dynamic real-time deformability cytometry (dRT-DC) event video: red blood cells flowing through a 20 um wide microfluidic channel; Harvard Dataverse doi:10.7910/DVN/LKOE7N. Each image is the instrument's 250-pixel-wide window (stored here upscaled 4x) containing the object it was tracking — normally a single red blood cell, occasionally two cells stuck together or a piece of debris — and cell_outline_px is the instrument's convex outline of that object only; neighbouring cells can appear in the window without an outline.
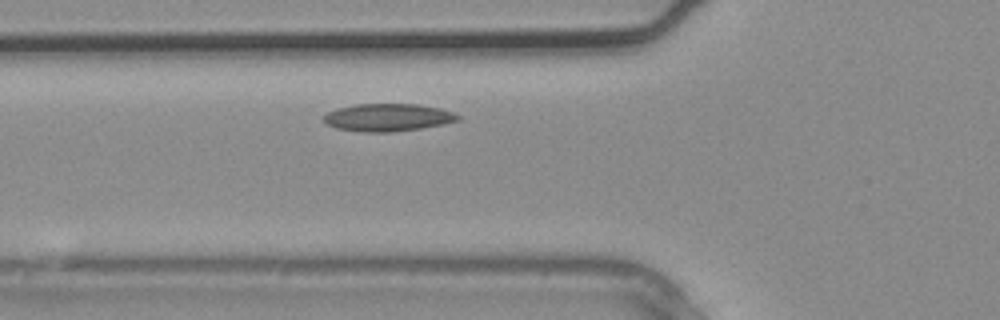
{"species": "common noctule bat (a hibernating species)", "species_latin": "Nyctalus noctula", "temperature_condition": "warm", "stored_images_in_passage": 3, "camera_frame_rate_fps": 3000, "um_per_image_px": 0.085, "animal": {"sex": "male", "body_mass_g": 20.4}, "frame": {"image": 1, "passage_image": 3, "time_ms": 0.667, "image_size_px": [1000, 320], "cell_outline_px": [[460, 120], [420, 128], [392, 132], [360, 132], [336, 128], [328, 124], [324, 120], [324, 116], [328, 112], [340, 108], [356, 104], [416, 104], [440, 108], [452, 112], [460, 116]], "centroid_in_image_um": [32.97, 9.98], "position_along_channel_um": 92.8, "area_um2": 21.33}}